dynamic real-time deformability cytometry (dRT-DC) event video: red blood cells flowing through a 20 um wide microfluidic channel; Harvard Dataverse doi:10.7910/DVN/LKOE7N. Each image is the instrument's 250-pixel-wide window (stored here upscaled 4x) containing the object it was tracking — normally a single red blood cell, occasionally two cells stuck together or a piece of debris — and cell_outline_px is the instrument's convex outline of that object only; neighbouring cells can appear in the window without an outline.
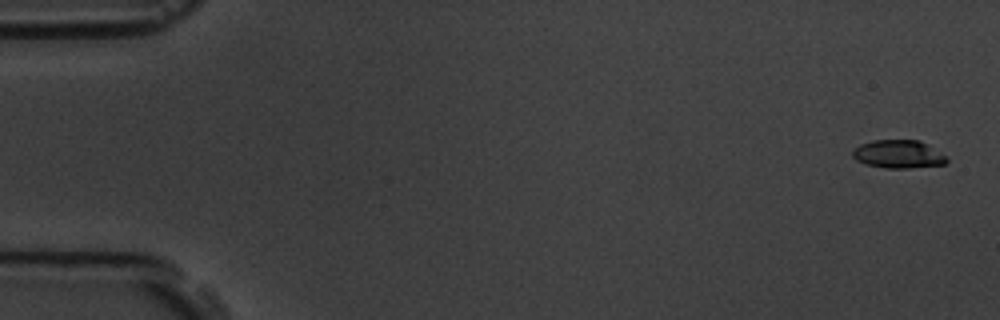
{"species": "common noctule bat (a hibernating species)", "species_latin": "Nyctalus noctula", "temperature_condition": "room temperature", "stored_images_in_passage": 4, "camera_frame_rate_fps": 3000, "um_per_image_px": 0.085, "animal": {"sex": "male", "body_mass_g": 19.5, "forearm_length_mm": 54.6}, "frame": {"image": 1, "passage_image": 1, "time_ms": 0.0, "image_size_px": [1000, 320], "cell_outline_px": [[948, 160], [944, 164], [908, 168], [884, 168], [864, 164], [856, 160], [852, 156], [852, 152], [860, 144], [872, 140], [920, 140], [928, 144], [944, 156]], "centroid_in_image_um": [76.32, 13.1], "position_along_channel_um": 8.7, "area_um2": 15.37}}